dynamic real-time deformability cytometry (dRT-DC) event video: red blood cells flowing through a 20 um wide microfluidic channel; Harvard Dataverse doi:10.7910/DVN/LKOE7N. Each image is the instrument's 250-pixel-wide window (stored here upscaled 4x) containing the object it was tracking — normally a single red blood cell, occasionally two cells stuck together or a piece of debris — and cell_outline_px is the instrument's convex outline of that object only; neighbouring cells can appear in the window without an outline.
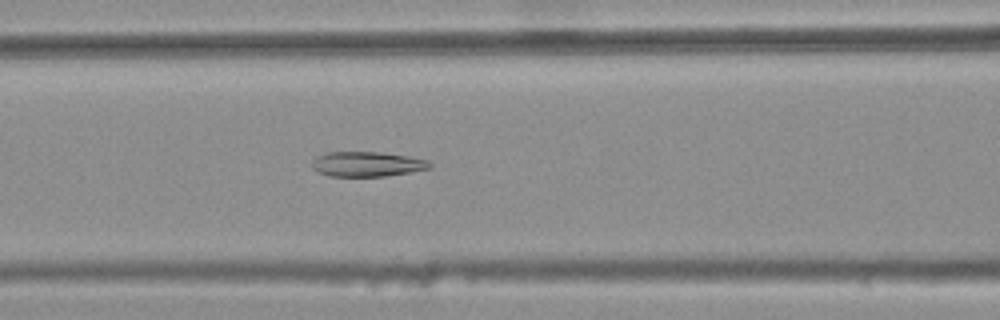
{"species": "common noctule bat (a hibernating species)", "species_latin": "Nyctalus noctula", "temperature_condition": "warm", "stored_images_in_passage": 34, "camera_frame_rate_fps": 3000, "um_per_image_px": 0.085, "animal": {"sex": "female", "body_mass_g": 25.1}, "frame": {"image": 1, "passage_image": 10, "time_ms": 3.0, "image_size_px": [1000, 320], "cell_outline_px": [[432, 168], [384, 176], [328, 176], [316, 172], [312, 168], [312, 160], [316, 156], [328, 152], [380, 152], [408, 156], [428, 160], [432, 164]], "centroid_in_image_um": [31.17, 13.95], "position_along_channel_um": 135.4, "area_um2": 17.17}}
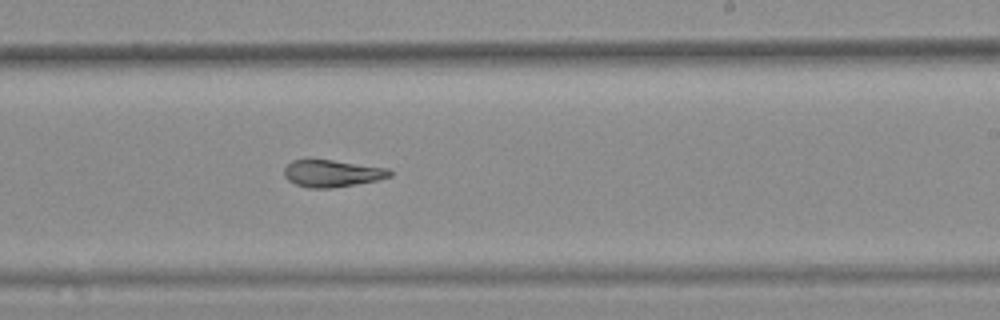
{"frame": {"image": 2, "passage_image": 20, "time_ms": 6.333, "image_size_px": [1000, 320], "cell_outline_px": [[392, 176], [376, 180], [356, 184], [332, 188], [308, 188], [296, 184], [288, 180], [284, 176], [284, 168], [292, 160], [308, 156], [388, 168], [392, 172]], "centroid_in_image_um": [28.17, 14.69], "position_along_channel_um": 260.8, "area_um2": 17.22}}
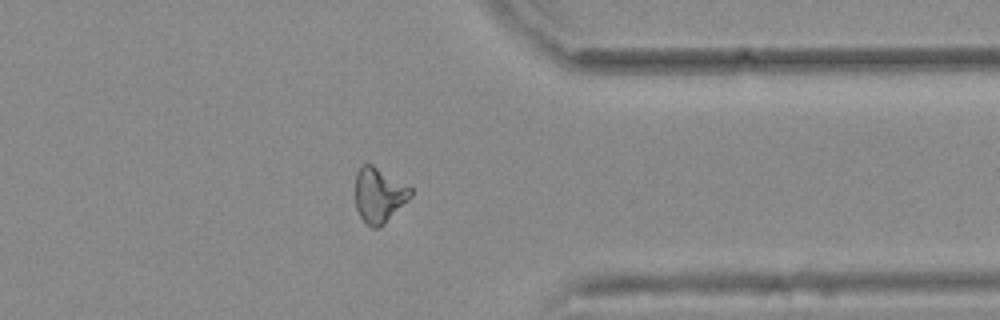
{"frame": {"image": 3, "passage_image": 30, "time_ms": 9.667, "image_size_px": [1000, 320], "cell_outline_px": [[412, 196], [384, 224], [376, 228], [372, 228], [360, 216], [356, 208], [356, 172], [364, 164], [372, 164], [412, 188]], "centroid_in_image_um": [32.22, 16.58], "position_along_channel_um": 379.2, "area_um2": 17.46}, "authors_computed_cell_mechanics": {"area_um2": 17.4556, "velocity_mm_per_s": 3.7746, "shape_relaxation_time_tau1_ms": null, "shape_relaxation_time_tau2_ms": 3.0123, "deformation_change_tau1": null, "deformation_change_tau2": 0.1045}}